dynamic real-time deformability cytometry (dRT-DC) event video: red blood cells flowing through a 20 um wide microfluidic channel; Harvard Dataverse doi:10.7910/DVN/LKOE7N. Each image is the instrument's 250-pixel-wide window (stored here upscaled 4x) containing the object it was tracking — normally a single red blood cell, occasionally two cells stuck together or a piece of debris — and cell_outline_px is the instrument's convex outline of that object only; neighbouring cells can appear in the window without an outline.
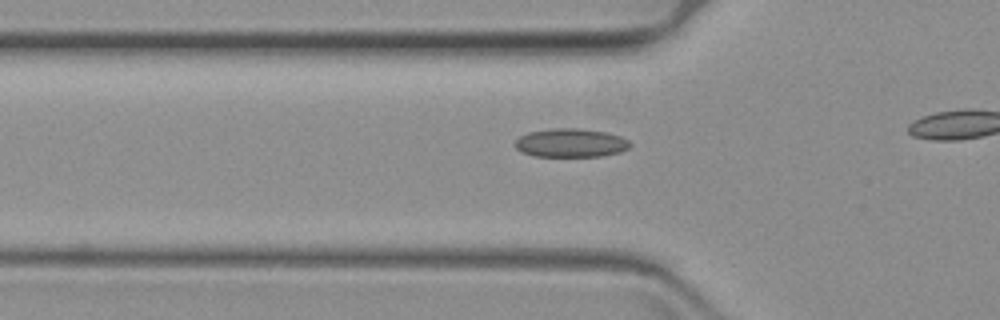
{"species": "common noctule bat (a hibernating species)", "species_latin": "Nyctalus noctula", "temperature_condition": "warm", "stored_images_in_passage": 23, "camera_frame_rate_fps": 3000, "um_per_image_px": 0.085, "animal": {"sex": "female", "body_mass_g": 19.3, "forearm_length_mm": 54.1}, "frame": {"image": 1, "passage_image": 17, "time_ms": 5.333, "image_size_px": [1000, 320], "cell_outline_px": [[632, 144], [628, 148], [620, 152], [600, 156], [536, 156], [520, 152], [512, 144], [520, 136], [528, 132], [548, 128], [580, 128], [608, 132], [620, 136], [628, 140]], "centroid_in_image_um": [48.49, 12.13], "position_along_channel_um": 77.3, "area_um2": 19.42}}